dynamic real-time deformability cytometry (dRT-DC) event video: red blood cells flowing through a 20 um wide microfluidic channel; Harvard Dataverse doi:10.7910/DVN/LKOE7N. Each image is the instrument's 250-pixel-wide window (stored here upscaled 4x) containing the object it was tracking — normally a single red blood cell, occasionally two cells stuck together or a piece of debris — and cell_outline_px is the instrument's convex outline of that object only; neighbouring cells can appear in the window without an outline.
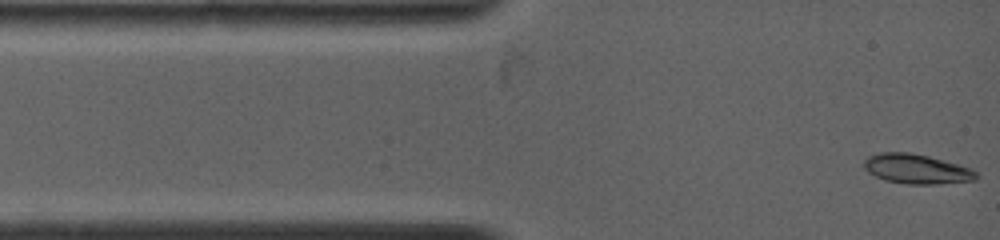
{"species": "common noctule bat (a hibernating species)", "species_latin": "Nyctalus noctula", "temperature_condition": "warm", "stored_images_in_passage": 46, "camera_frame_rate_fps": 4500, "um_per_image_px": 0.085, "animal": {"sex": "female", "body_mass_g": 19.0, "forearm_length_mm": 53.3}, "frame": {"image": 1, "passage_image": 1, "time_ms": 0.0, "image_size_px": [1000, 240], "cell_outline_px": [[976, 180], [936, 184], [908, 184], [884, 180], [868, 172], [864, 168], [864, 160], [868, 156], [884, 152], [908, 152], [928, 156], [956, 164], [968, 168], [976, 172]], "centroid_in_image_um": [77.86, 14.36], "position_along_channel_um": 7.1, "area_um2": 19.07}}
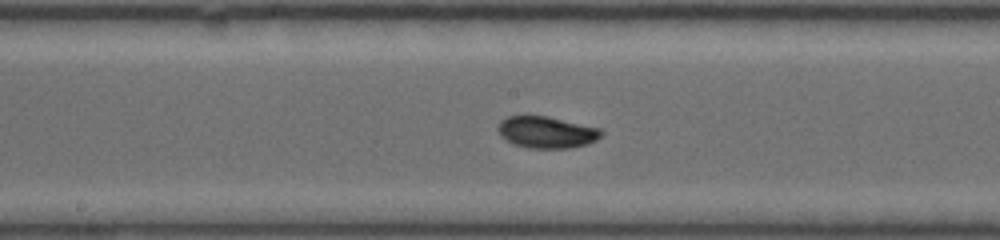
{"frame": {"image": 2, "passage_image": 28, "time_ms": 6.222, "image_size_px": [1000, 240], "cell_outline_px": [[604, 132], [596, 140], [588, 144], [572, 148], [528, 148], [512, 144], [500, 132], [500, 124], [508, 116], [544, 116], [600, 128]], "centroid_in_image_um": [46.53, 11.26], "position_along_channel_um": 201.7, "area_um2": 18.61}}
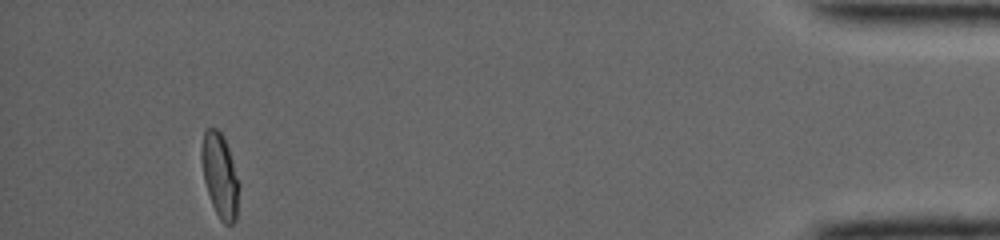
{"frame": {"image": 3, "passage_image": 46, "time_ms": 14.222, "image_size_px": [1000, 240], "cell_outline_px": [[240, 188], [236, 220], [232, 224], [224, 224], [220, 220], [212, 204], [204, 180], [200, 156], [200, 152], [204, 132], [208, 128], [216, 128], [224, 136], [240, 184]], "centroid_in_image_um": [18.7, 14.93], "position_along_channel_um": 416.5, "area_um2": 18.5}, "authors_computed_cell_mechanics": {"area_um2": 18.5538, "velocity_mm_per_s": 3.8761, "shape_relaxation_time_tau1_ms": 7.2477, "shape_relaxation_time_tau2_ms": null, "deformation_change_tau1": 0.1959, "deformation_change_tau2": null}}